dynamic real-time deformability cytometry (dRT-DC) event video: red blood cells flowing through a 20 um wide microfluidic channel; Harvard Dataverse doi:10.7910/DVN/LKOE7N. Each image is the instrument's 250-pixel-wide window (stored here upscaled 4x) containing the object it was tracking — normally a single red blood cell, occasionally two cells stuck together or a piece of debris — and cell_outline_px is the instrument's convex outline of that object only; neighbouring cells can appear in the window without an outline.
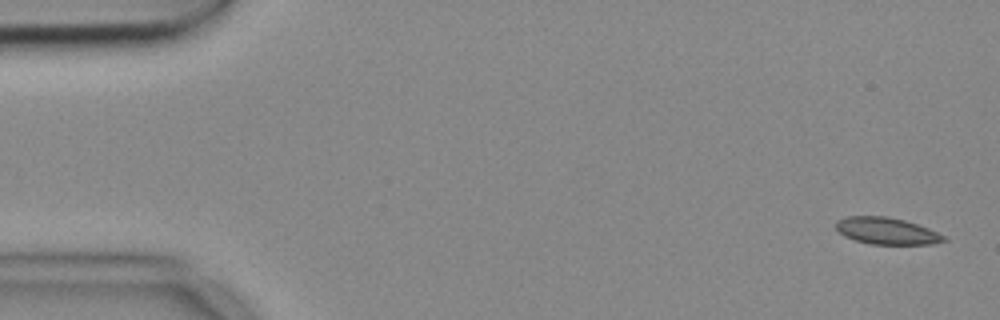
{"species": "common noctule bat (a hibernating species)", "species_latin": "Nyctalus noctula", "temperature_condition": "cold", "stored_images_in_passage": 6, "camera_frame_rate_fps": 3000, "um_per_image_px": 0.085, "animal": {"sex": "female", "body_mass_g": 18.4}, "frame": {"image": 1, "passage_image": 1, "time_ms": 0.0, "image_size_px": [1000, 320], "cell_outline_px": [[948, 240], [932, 244], [868, 244], [844, 236], [836, 228], [836, 220], [848, 216], [888, 216], [904, 220], [928, 228], [944, 236]], "centroid_in_image_um": [75.35, 19.63], "position_along_channel_um": 9.7, "area_um2": 16.76}}
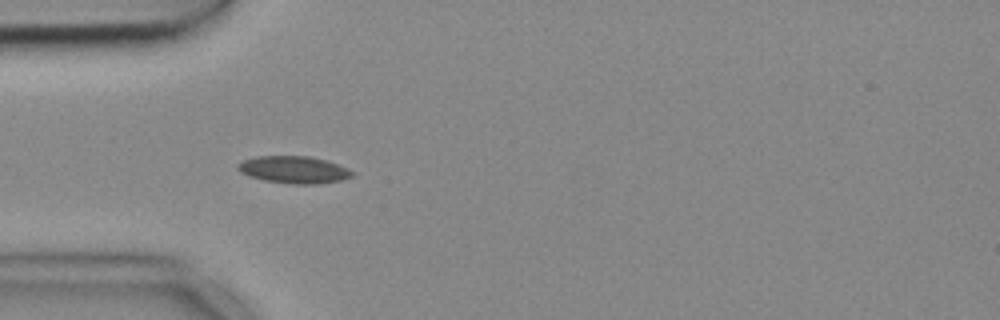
{"frame": {"image": 2, "passage_image": 5, "time_ms": 1.333, "image_size_px": [1000, 320], "cell_outline_px": [[356, 172], [352, 176], [340, 180], [316, 184], [292, 184], [264, 180], [248, 176], [240, 172], [236, 168], [236, 164], [244, 160], [256, 156], [308, 156], [324, 160], [348, 168]], "centroid_in_image_um": [24.95, 14.42], "position_along_channel_um": 60.1, "area_um2": 18.09}}